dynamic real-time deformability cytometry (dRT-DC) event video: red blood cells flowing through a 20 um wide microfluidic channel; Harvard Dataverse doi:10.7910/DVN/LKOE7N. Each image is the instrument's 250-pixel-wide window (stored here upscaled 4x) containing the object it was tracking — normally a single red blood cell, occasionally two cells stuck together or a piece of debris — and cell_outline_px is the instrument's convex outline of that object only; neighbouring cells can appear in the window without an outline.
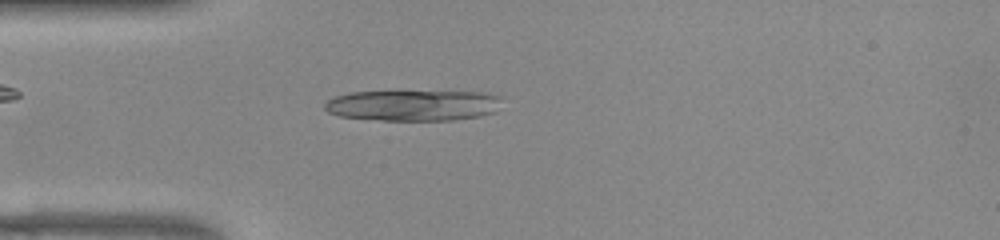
{"species": "common noctule bat (a hibernating species)", "species_latin": "Nyctalus noctula", "temperature_condition": "warm", "stored_images_in_passage": 46, "camera_frame_rate_fps": 3000, "um_per_image_px": 0.085, "animal": {"sex": "female", "body_mass_g": 22.0, "forearm_length_mm": 56.7}, "frame": {"image": 1, "passage_image": 9, "time_ms": 2.667, "image_size_px": [1000, 240], "cell_outline_px": [[504, 96], [496, 112], [480, 116], [452, 120], [384, 120], [340, 116], [328, 112], [324, 108], [324, 104], [328, 100], [336, 96], [352, 92], [396, 88], [480, 92]], "centroid_in_image_um": [35.15, 8.89], "position_along_channel_um": 49.9, "area_um2": 33.58}}